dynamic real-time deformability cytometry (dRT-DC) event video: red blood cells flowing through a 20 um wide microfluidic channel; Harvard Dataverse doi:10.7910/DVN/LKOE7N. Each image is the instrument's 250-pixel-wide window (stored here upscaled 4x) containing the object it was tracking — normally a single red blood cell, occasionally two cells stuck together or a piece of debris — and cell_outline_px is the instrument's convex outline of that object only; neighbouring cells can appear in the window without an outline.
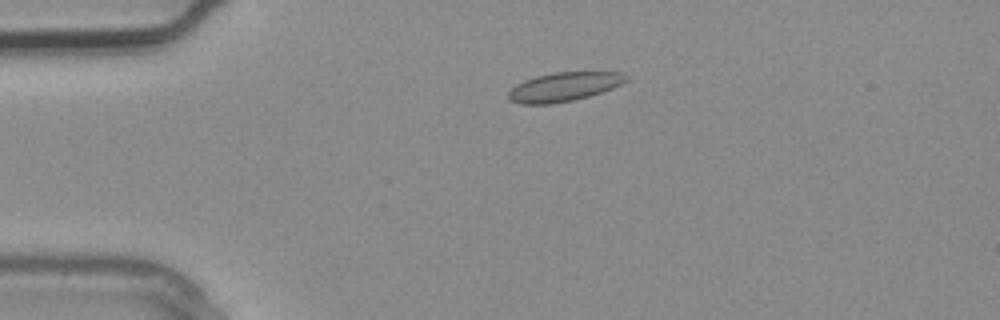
{"species": "common noctule bat (a hibernating species)", "species_latin": "Nyctalus noctula", "temperature_condition": "warm", "stored_images_in_passage": 3, "camera_frame_rate_fps": 3000, "um_per_image_px": 0.085, "animal": {"sex": "male", "body_mass_g": 20.4}, "frame": {"image": 1, "passage_image": 2, "time_ms": 0.333, "image_size_px": [1000, 320], "cell_outline_px": [[628, 80], [612, 88], [588, 96], [572, 100], [548, 104], [520, 104], [508, 100], [508, 92], [516, 84], [524, 80], [536, 76], [552, 72], [620, 72], [628, 76]], "centroid_in_image_um": [47.9, 7.37], "position_along_channel_um": 37.1, "area_um2": 19.77}}